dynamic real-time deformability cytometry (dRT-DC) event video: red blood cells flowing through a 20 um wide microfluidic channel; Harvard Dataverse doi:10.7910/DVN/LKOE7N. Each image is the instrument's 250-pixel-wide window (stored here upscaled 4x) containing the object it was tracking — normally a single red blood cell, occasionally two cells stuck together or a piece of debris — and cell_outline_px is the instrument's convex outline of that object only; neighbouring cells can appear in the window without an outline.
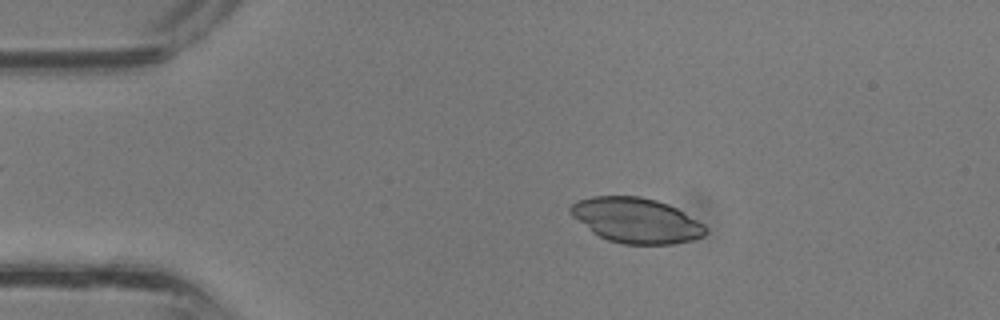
{"species": "common noctule bat (a hibernating species)", "species_latin": "Nyctalus noctula", "temperature_condition": "room temperature", "stored_images_in_passage": 36, "camera_frame_rate_fps": 3000, "um_per_image_px": 0.085, "animal": {"sex": "male", "body_mass_g": 13.3}, "frame": {"image": 1, "passage_image": 6, "time_ms": 1.667, "image_size_px": [1000, 320], "cell_outline_px": [[708, 232], [704, 236], [692, 240], [672, 244], [624, 244], [608, 240], [592, 232], [572, 216], [568, 212], [568, 208], [576, 200], [592, 196], [640, 196], [656, 200], [668, 204], [684, 212], [704, 224], [708, 228]], "centroid_in_image_um": [54.08, 18.72], "position_along_channel_um": 30.9, "area_um2": 35.66}}